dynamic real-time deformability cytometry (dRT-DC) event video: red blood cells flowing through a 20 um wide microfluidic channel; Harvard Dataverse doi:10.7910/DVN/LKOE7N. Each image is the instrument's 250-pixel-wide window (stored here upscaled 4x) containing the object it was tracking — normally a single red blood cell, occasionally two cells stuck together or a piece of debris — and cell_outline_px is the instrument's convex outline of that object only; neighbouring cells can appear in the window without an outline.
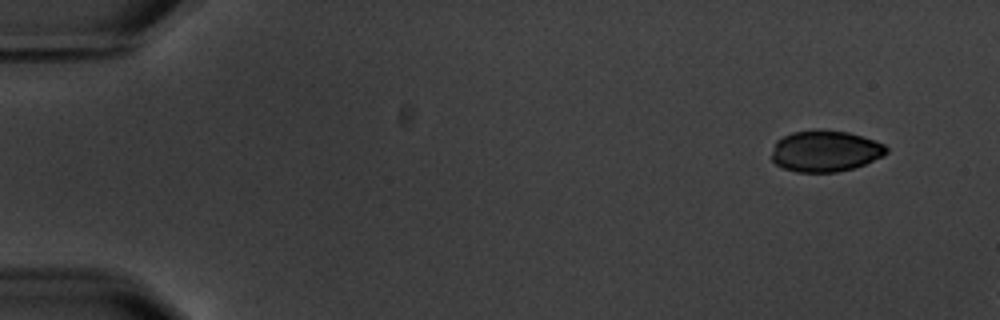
{"species": "common noctule bat (a hibernating species)", "species_latin": "Nyctalus noctula", "temperature_condition": "warm", "stored_images_in_passage": 3, "camera_frame_rate_fps": 3000, "um_per_image_px": 0.085, "animal": {"sex": "male", "body_mass_g": 20.1, "forearm_length_mm": 53.5}, "frame": {"image": 1, "passage_image": 1, "time_ms": 0.0, "image_size_px": [1000, 320], "cell_outline_px": [[888, 152], [884, 156], [864, 164], [852, 168], [836, 172], [796, 172], [784, 168], [776, 164], [772, 160], [772, 152], [776, 140], [792, 132], [816, 128], [820, 128], [848, 132], [884, 144], [888, 148]], "centroid_in_image_um": [70.13, 12.82], "position_along_channel_um": 14.9, "area_um2": 27.74}}